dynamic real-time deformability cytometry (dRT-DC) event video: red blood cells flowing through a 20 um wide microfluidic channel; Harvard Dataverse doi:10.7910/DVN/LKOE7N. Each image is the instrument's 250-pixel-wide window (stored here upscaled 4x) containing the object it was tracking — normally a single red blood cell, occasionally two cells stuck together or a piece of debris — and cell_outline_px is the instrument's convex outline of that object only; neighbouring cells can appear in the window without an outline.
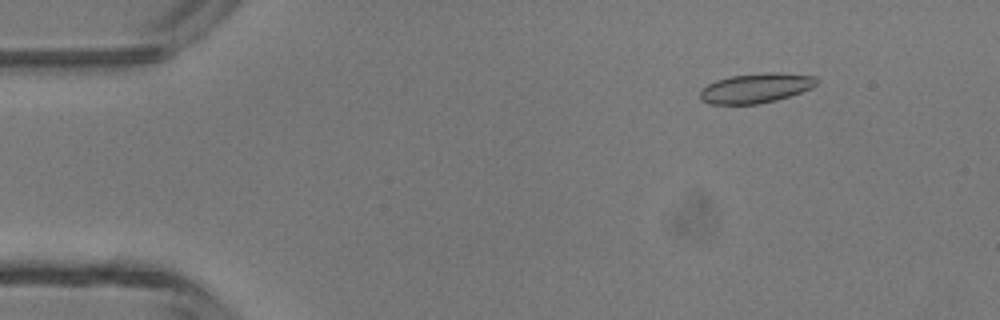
{"species": "common noctule bat (a hibernating species)", "species_latin": "Nyctalus noctula", "temperature_condition": "room temperature", "stored_images_in_passage": 47, "camera_frame_rate_fps": 3000, "um_per_image_px": 0.085, "animal": {"sex": "male", "body_mass_g": 13.3}, "frame": {"image": 1, "passage_image": 6, "time_ms": 1.667, "image_size_px": [1000, 320], "cell_outline_px": [[820, 80], [812, 88], [776, 100], [756, 104], [708, 104], [700, 100], [700, 88], [716, 80], [732, 76], [768, 72], [780, 72], [816, 76]], "centroid_in_image_um": [64.25, 7.48], "position_along_channel_um": 20.8, "area_um2": 20.29}}
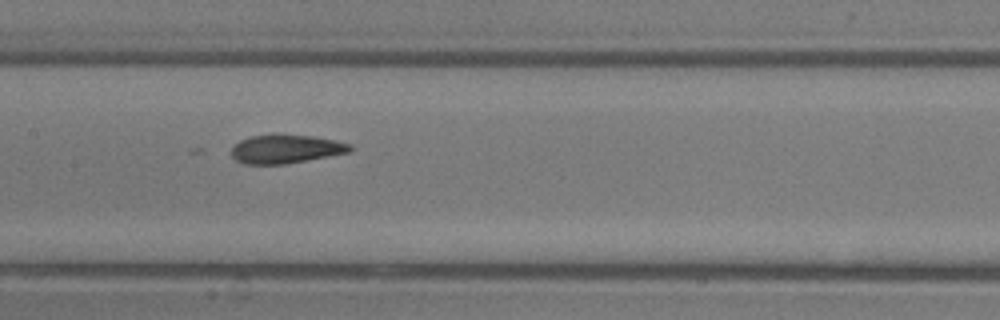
{"frame": {"image": 2, "passage_image": 23, "time_ms": 7.333, "image_size_px": [1000, 320], "cell_outline_px": [[356, 148], [352, 152], [284, 164], [244, 164], [236, 160], [232, 156], [232, 148], [240, 140], [252, 136], [312, 136], [336, 140], [352, 144]], "centroid_in_image_um": [24.38, 12.69], "position_along_channel_um": 183.0, "area_um2": 19.48}}
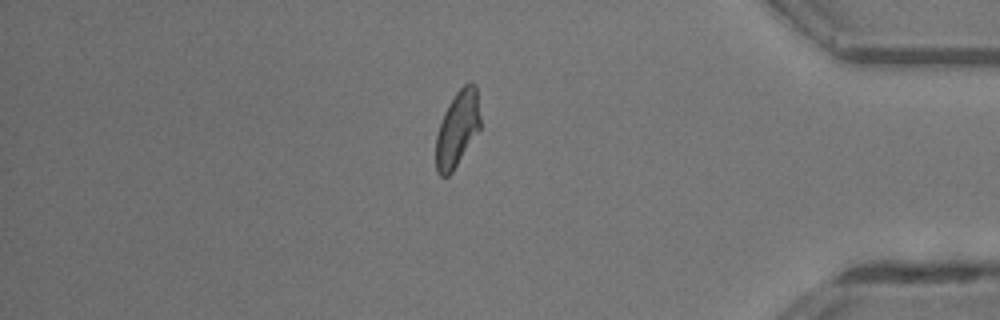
{"frame": {"image": 3, "passage_image": 40, "time_ms": 13.0, "image_size_px": [1000, 320], "cell_outline_px": [[480, 128], [452, 172], [448, 176], [440, 176], [436, 172], [436, 136], [444, 112], [448, 104], [456, 92], [468, 80], [476, 84], [480, 116]], "centroid_in_image_um": [38.87, 10.92], "position_along_channel_um": 396.3, "area_um2": 19.54}, "authors_computed_cell_mechanics": {"area_um2": 20.23, "velocity_mm_per_s": 4.3598, "shape_relaxation_time_tau1_ms": 8.1368, "shape_relaxation_time_tau2_ms": 1.5331, "deformation_change_tau1": 0.2261, "deformation_change_tau2": 0.0771}}